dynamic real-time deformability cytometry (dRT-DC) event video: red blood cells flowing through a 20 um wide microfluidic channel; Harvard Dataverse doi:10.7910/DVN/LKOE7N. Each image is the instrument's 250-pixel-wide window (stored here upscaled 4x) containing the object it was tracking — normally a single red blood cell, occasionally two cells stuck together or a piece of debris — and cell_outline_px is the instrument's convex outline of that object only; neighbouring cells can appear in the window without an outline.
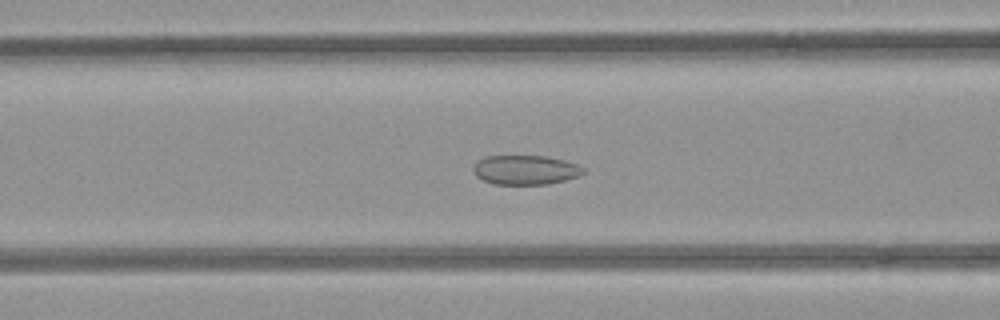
{"species": "common noctule bat (a hibernating species)", "species_latin": "Nyctalus noctula", "temperature_condition": "room temperature", "stored_images_in_passage": 50, "camera_frame_rate_fps": 3000, "um_per_image_px": 0.085, "animal": {"sex": "female", "body_mass_g": 21.9}, "frame": {"image": 1, "passage_image": 17, "time_ms": 5.333, "image_size_px": [1000, 320], "cell_outline_px": [[588, 172], [580, 176], [548, 184], [492, 184], [476, 176], [472, 172], [472, 168], [484, 156], [544, 156], [564, 160], [576, 164], [584, 168]], "centroid_in_image_um": [44.68, 14.45], "position_along_channel_um": 121.9, "area_um2": 18.9}}
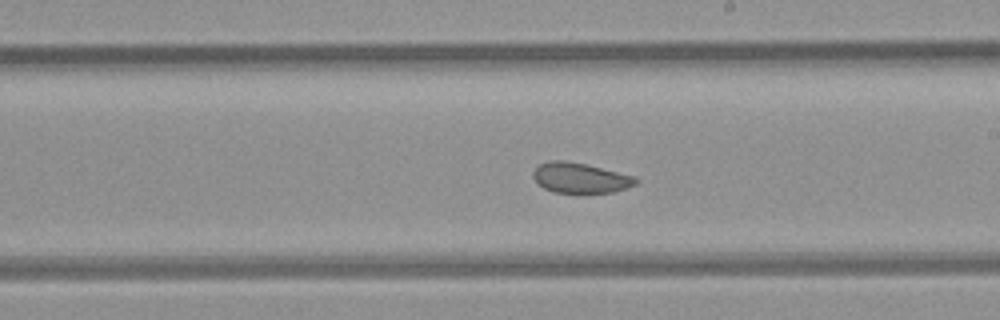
{"frame": {"image": 2, "passage_image": 26, "time_ms": 8.333, "image_size_px": [1000, 320], "cell_outline_px": [[640, 180], [636, 184], [616, 192], [584, 196], [552, 192], [544, 188], [532, 176], [532, 172], [540, 164], [548, 160], [564, 160], [584, 164], [636, 176]], "centroid_in_image_um": [49.36, 15.18], "position_along_channel_um": 239.6, "area_um2": 18.9}}
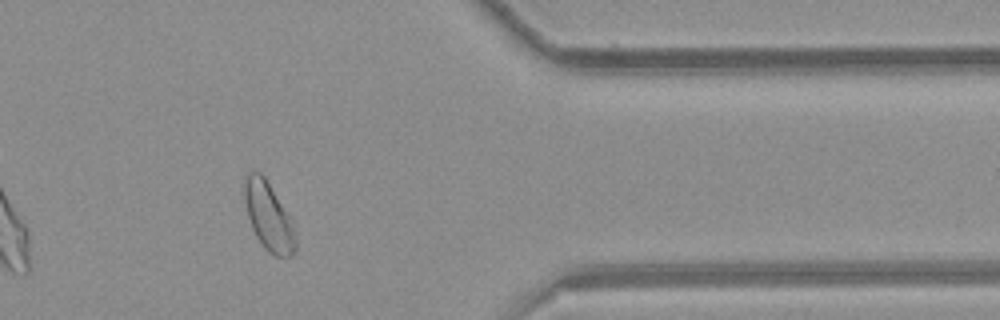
{"frame": {"image": 3, "passage_image": 39, "time_ms": 12.667, "image_size_px": [1000, 320], "cell_outline_px": [[296, 248], [292, 256], [276, 256], [268, 252], [264, 248], [256, 236], [252, 228], [248, 216], [244, 200], [244, 180], [248, 172], [252, 168], [260, 172], [264, 176], [292, 220], [296, 240]], "centroid_in_image_um": [22.82, 18.37], "position_along_channel_um": 388.6, "area_um2": 20.35}, "authors_computed_cell_mechanics": {"area_um2": 20.7791, "velocity_mm_per_s": 3.9204, "shape_relaxation_time_tau1_ms": null, "shape_relaxation_time_tau2_ms": 1.8762, "deformation_change_tau1": null, "deformation_change_tau2": 0.0537}}